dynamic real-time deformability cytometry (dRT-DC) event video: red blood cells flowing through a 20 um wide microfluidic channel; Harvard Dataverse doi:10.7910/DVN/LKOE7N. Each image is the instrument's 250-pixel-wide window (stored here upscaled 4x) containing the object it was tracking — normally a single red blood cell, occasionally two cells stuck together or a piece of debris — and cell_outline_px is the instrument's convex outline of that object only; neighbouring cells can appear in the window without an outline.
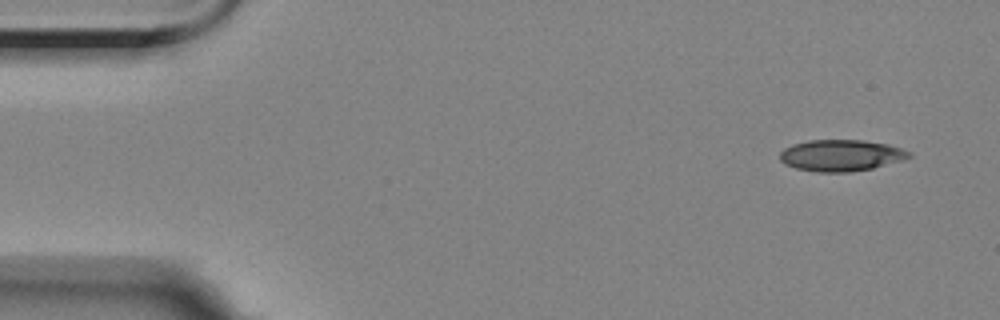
{"species": "Egyptian fruit bat (a non-hibernating species)", "species_latin": "Rousettus aegyptiacus", "temperature_condition": "room temperature", "stored_images_in_passage": 7, "camera_frame_rate_fps": 3000, "um_per_image_px": 0.085, "animal": {"sex": "female"}, "frame": {"image": 1, "passage_image": 1, "time_ms": 0.0, "image_size_px": [1000, 320], "cell_outline_px": [[912, 156], [900, 160], [872, 168], [848, 172], [816, 172], [796, 168], [784, 164], [780, 160], [780, 152], [784, 148], [792, 144], [808, 140], [864, 140], [888, 144], [912, 152]], "centroid_in_image_um": [71.45, 13.2], "position_along_channel_um": 13.5, "area_um2": 23.64}}
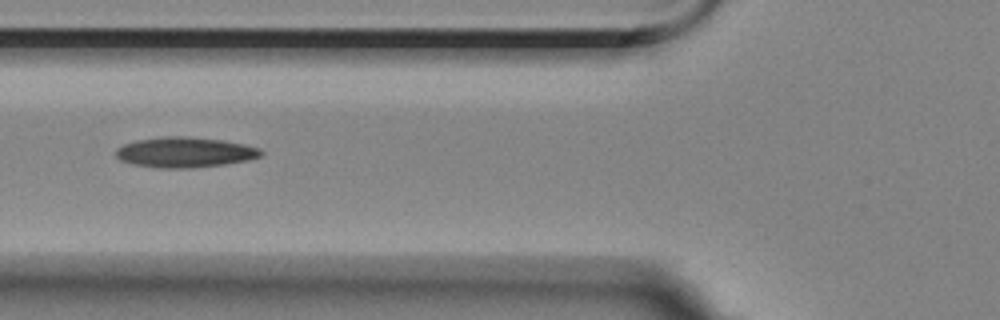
{"frame": {"image": 2, "passage_image": 6, "time_ms": 5.667, "image_size_px": [1000, 320], "cell_outline_px": [[264, 152], [260, 156], [248, 160], [224, 164], [188, 168], [156, 168], [136, 164], [120, 160], [116, 156], [116, 148], [124, 144], [136, 140], [160, 136], [188, 136], [224, 140], [244, 144], [260, 148]], "centroid_in_image_um": [15.72, 12.93], "position_along_channel_um": 110.1, "area_um2": 25.72}}
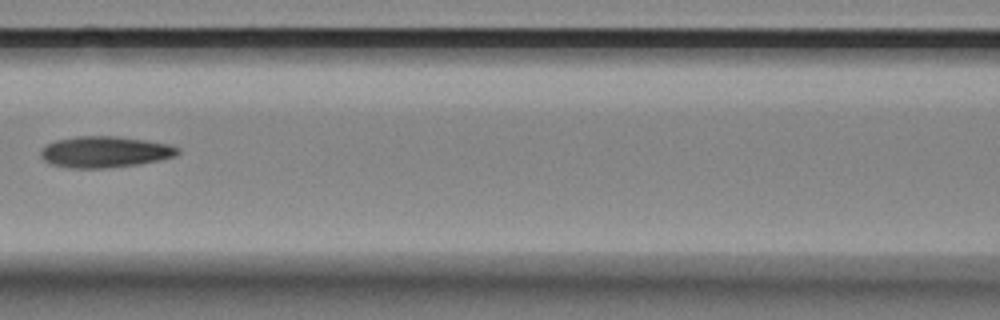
{"frame": {"image": 3, "passage_image": 7, "time_ms": 7.0, "image_size_px": [1000, 320], "cell_outline_px": [[180, 152], [176, 156], [160, 160], [136, 164], [108, 168], [72, 168], [52, 164], [44, 160], [40, 156], [40, 148], [44, 144], [56, 140], [76, 136], [116, 136], [144, 140], [168, 144], [180, 148]], "centroid_in_image_um": [8.89, 12.9], "position_along_channel_um": 157.7, "area_um2": 25.03}}